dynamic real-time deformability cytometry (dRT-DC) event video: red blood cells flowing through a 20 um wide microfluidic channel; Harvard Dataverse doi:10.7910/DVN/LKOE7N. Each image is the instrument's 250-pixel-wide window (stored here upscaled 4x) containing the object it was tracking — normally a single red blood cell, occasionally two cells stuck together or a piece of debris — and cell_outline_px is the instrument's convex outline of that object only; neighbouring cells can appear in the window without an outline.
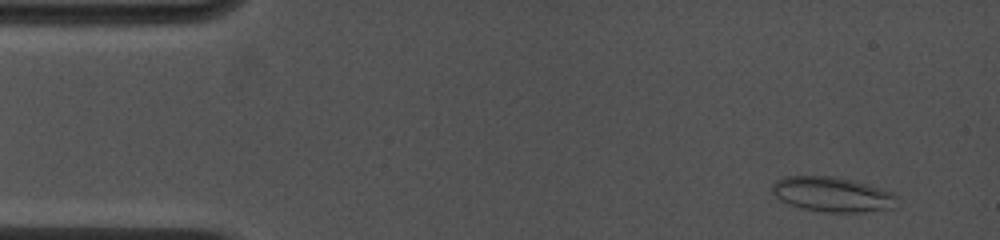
{"species": "common noctule bat (a hibernating species)", "species_latin": "Nyctalus noctula", "temperature_condition": "cold", "stored_images_in_passage": 6, "camera_frame_rate_fps": 4500, "um_per_image_px": 0.085, "animal": {"sex": "female", "body_mass_g": 19.0, "forearm_length_mm": 53.3}, "frame": {"image": 1, "passage_image": 1, "time_ms": 0.0, "image_size_px": [1000, 240], "cell_outline_px": [[896, 208], [864, 212], [824, 212], [804, 208], [788, 204], [780, 200], [772, 192], [772, 184], [776, 180], [784, 176], [836, 176], [868, 184], [892, 192], [896, 196]], "centroid_in_image_um": [70.75, 16.52], "position_along_channel_um": 14.2, "area_um2": 25.49}}
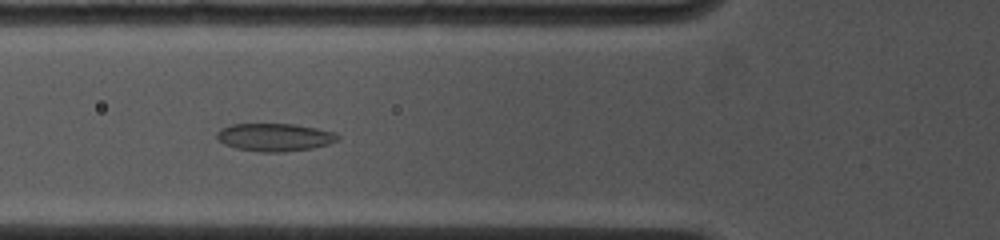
{"frame": {"image": 2, "passage_image": 5, "time_ms": 4.667, "image_size_px": [1000, 240], "cell_outline_px": [[340, 140], [328, 144], [312, 148], [284, 152], [260, 152], [236, 148], [224, 144], [216, 140], [216, 132], [220, 128], [232, 124], [296, 124], [336, 132], [340, 136]], "centroid_in_image_um": [23.34, 11.66], "position_along_channel_um": 102.5, "area_um2": 19.88}}
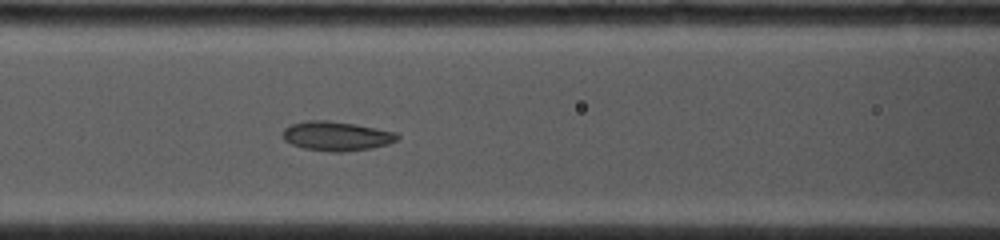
{"frame": {"image": 3, "passage_image": 6, "time_ms": 5.556, "image_size_px": [1000, 240], "cell_outline_px": [[400, 136], [396, 140], [388, 144], [372, 148], [340, 152], [328, 152], [304, 148], [292, 144], [284, 140], [284, 128], [292, 124], [308, 120], [328, 120], [356, 124], [396, 132]], "centroid_in_image_um": [28.62, 11.56], "position_along_channel_um": 138.0, "area_um2": 19.54}}